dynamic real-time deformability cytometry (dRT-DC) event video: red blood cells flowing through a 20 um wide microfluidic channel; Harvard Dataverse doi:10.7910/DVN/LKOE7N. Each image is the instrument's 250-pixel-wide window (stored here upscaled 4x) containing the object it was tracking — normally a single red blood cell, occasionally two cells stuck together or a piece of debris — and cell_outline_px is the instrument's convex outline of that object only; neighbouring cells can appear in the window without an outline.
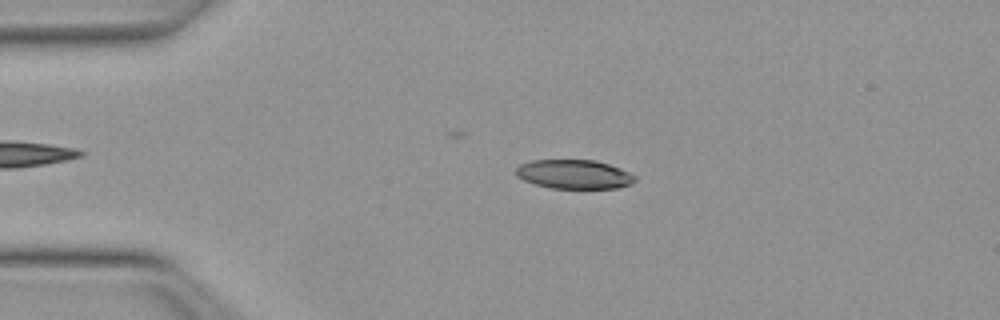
{"species": "Egyptian fruit bat (a non-hibernating species)", "species_latin": "Rousettus aegyptiacus", "temperature_condition": "warm", "stored_images_in_passage": 14, "camera_frame_rate_fps": 3000, "um_per_image_px": 0.085, "animal": {"sex": "female"}, "frame": {"image": 1, "passage_image": 10, "time_ms": 3.0, "image_size_px": [1000, 320], "cell_outline_px": [[636, 180], [632, 184], [620, 188], [552, 188], [536, 184], [524, 180], [516, 176], [516, 168], [520, 164], [532, 160], [596, 160], [620, 168], [636, 176]], "centroid_in_image_um": [48.82, 14.81], "position_along_channel_um": 36.2, "area_um2": 20.17}}